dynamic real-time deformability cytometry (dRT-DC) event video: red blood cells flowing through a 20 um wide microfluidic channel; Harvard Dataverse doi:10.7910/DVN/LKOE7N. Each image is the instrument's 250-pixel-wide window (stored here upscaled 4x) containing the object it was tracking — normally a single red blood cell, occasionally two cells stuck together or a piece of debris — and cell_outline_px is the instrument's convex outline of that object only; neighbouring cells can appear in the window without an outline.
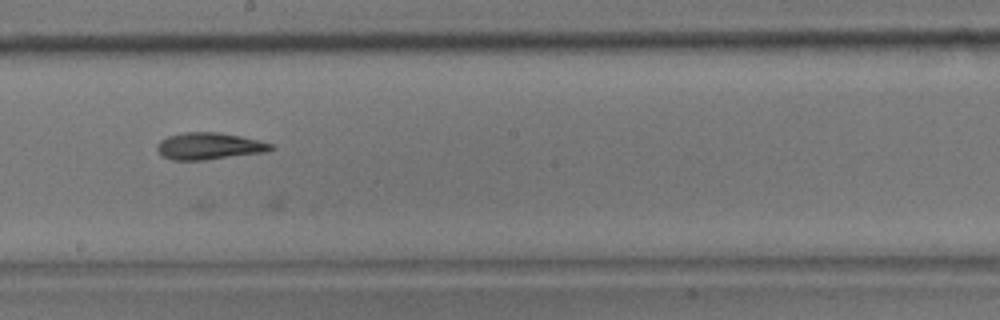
{"species": "common noctule bat (a hibernating species)", "species_latin": "Nyctalus noctula", "temperature_condition": "room temperature", "stored_images_in_passage": 42, "camera_frame_rate_fps": 3000, "um_per_image_px": 0.085, "animal": {"sex": "male", "body_mass_g": 17.9}, "frame": {"image": 1, "passage_image": 19, "time_ms": 6.0, "image_size_px": [1000, 320], "cell_outline_px": [[276, 148], [268, 152], [204, 160], [172, 160], [160, 156], [156, 148], [156, 144], [160, 140], [168, 136], [184, 132], [216, 132], [240, 136], [276, 144]], "centroid_in_image_um": [17.79, 12.43], "position_along_channel_um": 230.4, "area_um2": 18.15}}